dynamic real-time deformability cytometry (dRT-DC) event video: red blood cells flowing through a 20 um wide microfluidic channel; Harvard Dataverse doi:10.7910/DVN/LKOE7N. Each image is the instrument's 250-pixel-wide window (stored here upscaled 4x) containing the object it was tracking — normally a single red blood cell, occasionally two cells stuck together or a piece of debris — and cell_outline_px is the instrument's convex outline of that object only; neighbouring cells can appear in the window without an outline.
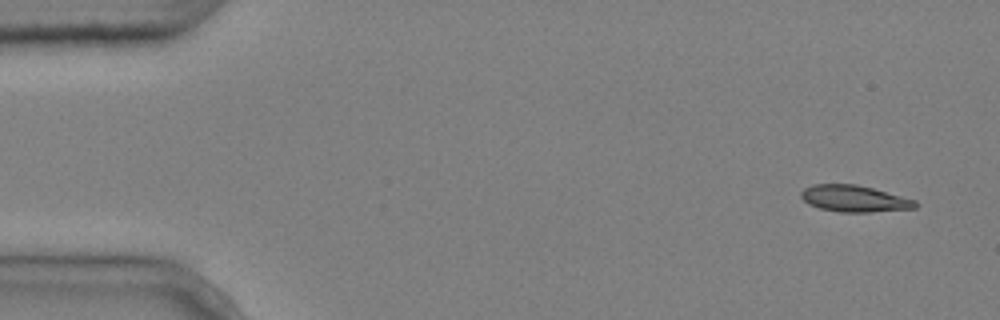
{"species": "common noctule bat (a hibernating species)", "species_latin": "Nyctalus noctula", "temperature_condition": "cold", "stored_images_in_passage": 7, "camera_frame_rate_fps": 3000, "um_per_image_px": 0.085, "animal": {"sex": "male", "body_mass_g": 20.4}, "frame": {"image": 1, "passage_image": 1, "time_ms": 0.0, "image_size_px": [1000, 320], "cell_outline_px": [[920, 204], [916, 208], [872, 212], [840, 212], [820, 208], [808, 204], [800, 196], [800, 192], [804, 188], [812, 184], [856, 184], [872, 188], [916, 200]], "centroid_in_image_um": [72.62, 16.88], "position_along_channel_um": 12.4, "area_um2": 17.74}}
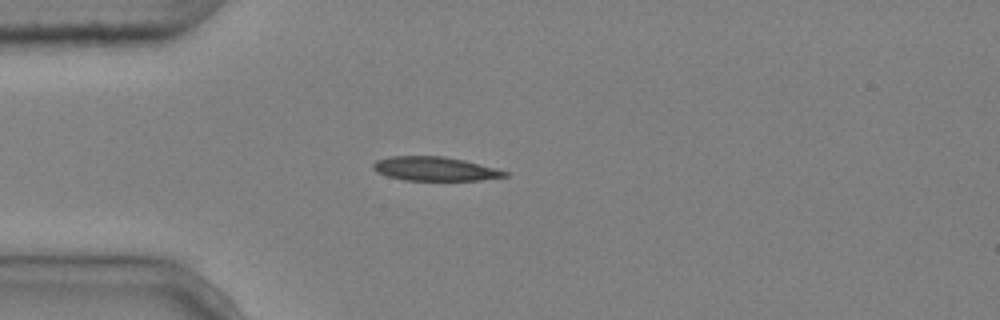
{"frame": {"image": 2, "passage_image": 4, "time_ms": 1.0, "image_size_px": [1000, 320], "cell_outline_px": [[508, 176], [480, 180], [404, 180], [388, 176], [376, 172], [372, 168], [372, 164], [376, 160], [392, 156], [444, 156], [464, 160], [496, 168], [508, 172]], "centroid_in_image_um": [36.95, 14.34], "position_along_channel_um": 48.1, "area_um2": 18.38}}